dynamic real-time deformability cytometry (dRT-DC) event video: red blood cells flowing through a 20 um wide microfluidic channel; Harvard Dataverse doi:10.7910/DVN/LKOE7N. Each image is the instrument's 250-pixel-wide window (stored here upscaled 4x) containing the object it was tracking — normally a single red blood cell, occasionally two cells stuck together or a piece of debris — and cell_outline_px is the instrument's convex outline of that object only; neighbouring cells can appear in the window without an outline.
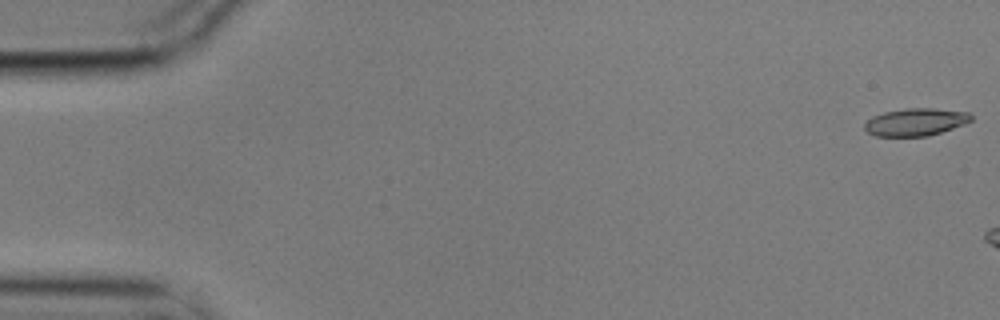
{"species": "common noctule bat (a hibernating species)", "species_latin": "Nyctalus noctula", "temperature_condition": "cold", "stored_images_in_passage": 3, "camera_frame_rate_fps": 3000, "um_per_image_px": 0.085, "animal": {"sex": "male", "body_mass_g": 17.9}, "frame": {"image": 1, "passage_image": 1, "time_ms": 0.0, "image_size_px": [1000, 320], "cell_outline_px": [[972, 120], [964, 124], [928, 136], [876, 136], [868, 132], [864, 128], [864, 124], [872, 116], [884, 112], [904, 108], [932, 108], [968, 112], [972, 116]], "centroid_in_image_um": [77.81, 10.36], "position_along_channel_um": 7.2, "area_um2": 16.99}}